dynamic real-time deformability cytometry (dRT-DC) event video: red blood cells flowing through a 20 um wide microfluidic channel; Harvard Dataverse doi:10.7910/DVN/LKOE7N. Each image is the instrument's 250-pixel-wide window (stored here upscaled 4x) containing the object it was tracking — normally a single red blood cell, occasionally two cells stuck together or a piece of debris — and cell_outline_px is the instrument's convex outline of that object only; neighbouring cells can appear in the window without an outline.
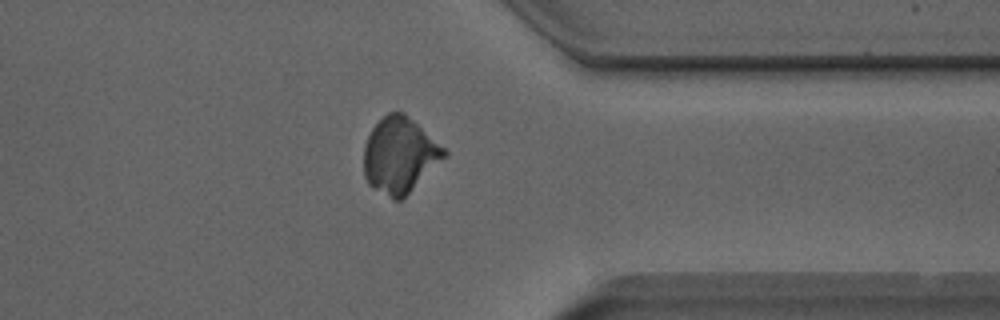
{"species": "Egyptian fruit bat (a non-hibernating species)", "species_latin": "Rousettus aegyptiacus", "temperature_condition": "room temperature", "stored_images_in_passage": 46, "camera_frame_rate_fps": 3000, "um_per_image_px": 0.085, "animal": {"sex": "male"}, "frame": {"image": 1, "passage_image": 40, "time_ms": 13.0, "image_size_px": [1000, 320], "cell_outline_px": [[448, 156], [400, 200], [392, 200], [368, 184], [364, 176], [364, 144], [372, 128], [388, 112], [404, 112], [444, 148], [448, 152]], "centroid_in_image_um": [33.96, 13.2], "position_along_channel_um": 377.4, "area_um2": 35.2}}